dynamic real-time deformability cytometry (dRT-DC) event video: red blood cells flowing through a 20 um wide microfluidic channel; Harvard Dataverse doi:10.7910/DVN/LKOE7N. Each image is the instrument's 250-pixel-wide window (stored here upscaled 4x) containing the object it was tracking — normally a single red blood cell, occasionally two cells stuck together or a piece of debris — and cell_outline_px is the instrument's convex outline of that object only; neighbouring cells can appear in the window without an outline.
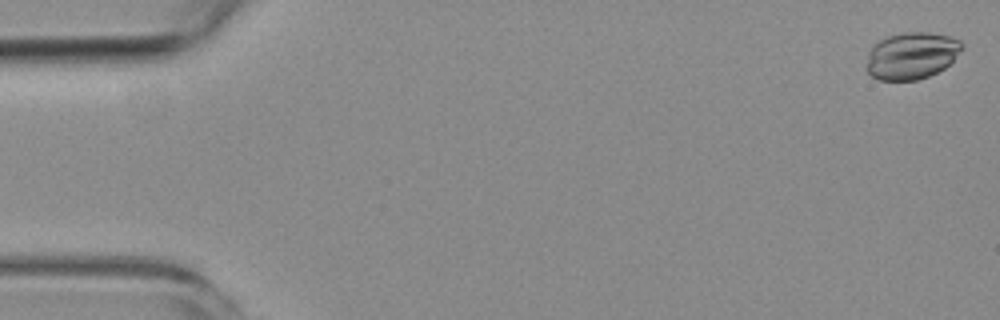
{"species": "common noctule bat (a hibernating species)", "species_latin": "Nyctalus noctula", "temperature_condition": "room temperature", "stored_images_in_passage": 6, "camera_frame_rate_fps": 3000, "um_per_image_px": 0.085, "animal": {"sex": "female", "body_mass_g": 19.3, "forearm_length_mm": 54.1}, "frame": {"image": 1, "passage_image": 1, "time_ms": 0.0, "image_size_px": [1000, 320], "cell_outline_px": [[964, 48], [944, 68], [928, 76], [916, 80], [876, 80], [868, 72], [868, 52], [880, 40], [888, 36], [908, 32], [928, 32], [948, 36], [960, 40], [964, 44]], "centroid_in_image_um": [77.51, 4.73], "position_along_channel_um": 7.5, "area_um2": 25.84}}